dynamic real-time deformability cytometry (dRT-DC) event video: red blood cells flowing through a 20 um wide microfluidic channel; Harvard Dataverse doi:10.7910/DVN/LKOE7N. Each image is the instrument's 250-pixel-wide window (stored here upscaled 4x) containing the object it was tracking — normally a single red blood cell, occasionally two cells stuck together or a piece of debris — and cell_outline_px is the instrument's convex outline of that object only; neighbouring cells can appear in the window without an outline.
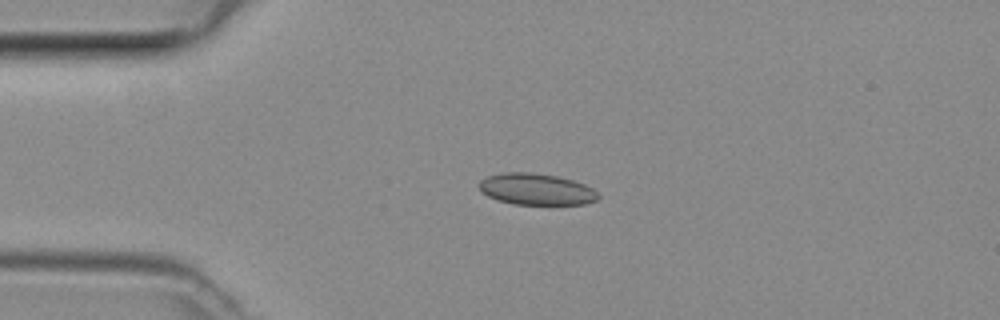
{"species": "common noctule bat (a hibernating species)", "species_latin": "Nyctalus noctula", "temperature_condition": "room temperature", "stored_images_in_passage": 37, "camera_frame_rate_fps": 3000, "um_per_image_px": 0.085, "animal": {"sex": "female", "body_mass_g": 29.2, "forearm_length_mm": 56.3}, "frame": {"image": 1, "passage_image": 1, "time_ms": 0.0, "image_size_px": [1000, 320], "cell_outline_px": [[600, 196], [596, 200], [584, 204], [512, 204], [488, 196], [480, 192], [480, 180], [488, 176], [504, 172], [532, 172], [556, 176], [572, 180], [584, 184], [592, 188]], "centroid_in_image_um": [45.57, 16.08], "position_along_channel_um": 39.4, "area_um2": 21.68}}
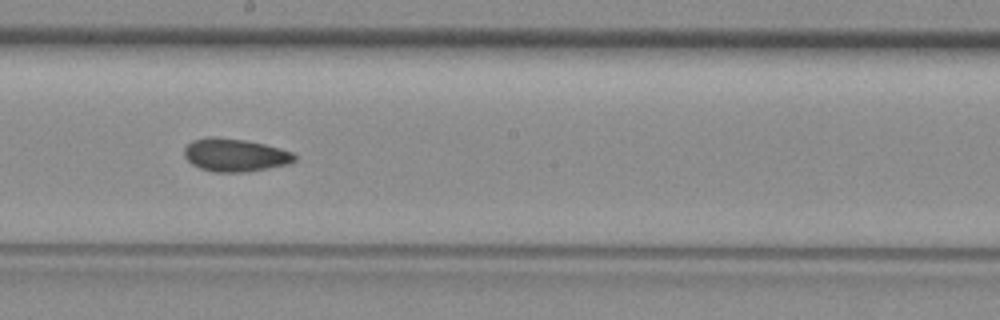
{"frame": {"image": 2, "passage_image": 16, "time_ms": 5.0, "image_size_px": [1000, 320], "cell_outline_px": [[296, 160], [288, 164], [248, 172], [216, 172], [200, 168], [192, 164], [184, 156], [184, 148], [192, 140], [208, 136], [216, 136], [244, 140], [264, 144], [280, 148], [292, 152], [296, 156]], "centroid_in_image_um": [19.96, 13.17], "position_along_channel_um": 228.2, "area_um2": 21.27}}
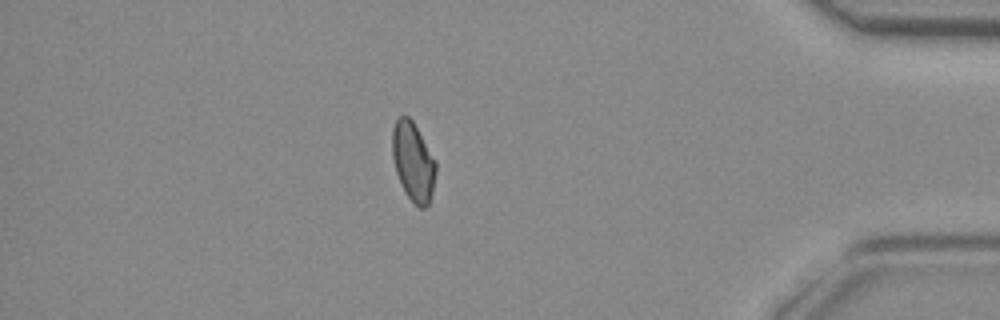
{"frame": {"image": 3, "passage_image": 31, "time_ms": 10.0, "image_size_px": [1000, 320], "cell_outline_px": [[436, 172], [432, 192], [428, 204], [424, 208], [420, 208], [404, 192], [400, 184], [396, 172], [392, 156], [392, 128], [396, 120], [400, 116], [408, 116], [412, 120], [436, 160]], "centroid_in_image_um": [35.11, 13.73], "position_along_channel_um": 400.1, "area_um2": 20.0}}